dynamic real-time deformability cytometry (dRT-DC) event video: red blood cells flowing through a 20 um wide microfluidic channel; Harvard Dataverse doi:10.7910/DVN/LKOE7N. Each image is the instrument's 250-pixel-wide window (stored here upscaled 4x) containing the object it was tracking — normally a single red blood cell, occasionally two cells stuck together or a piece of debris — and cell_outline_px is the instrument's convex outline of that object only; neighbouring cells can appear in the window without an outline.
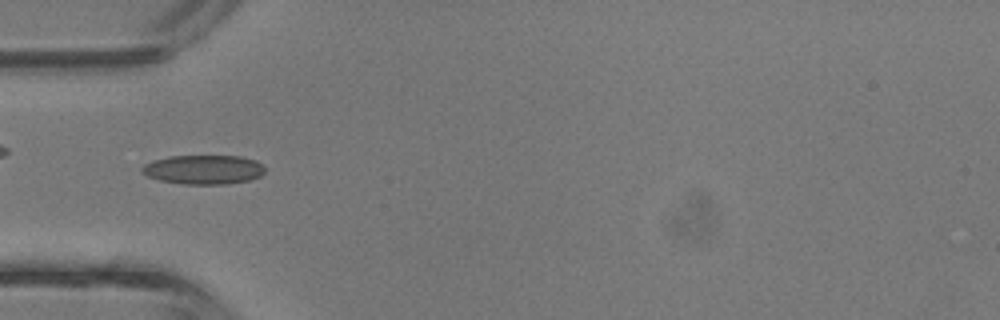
{"species": "common noctule bat (a hibernating species)", "species_latin": "Nyctalus noctula", "temperature_condition": "room temperature", "stored_images_in_passage": 3, "camera_frame_rate_fps": 3000, "um_per_image_px": 0.085, "animal": {"sex": "male", "body_mass_g": 13.3}, "frame": {"image": 1, "passage_image": 3, "time_ms": 0.667, "image_size_px": [1000, 320], "cell_outline_px": [[264, 172], [260, 176], [248, 180], [228, 184], [184, 184], [160, 180], [148, 176], [140, 172], [140, 168], [144, 164], [152, 160], [168, 156], [240, 156], [256, 160], [264, 164]], "centroid_in_image_um": [17.29, 14.41], "position_along_channel_um": 67.7, "area_um2": 21.1}}